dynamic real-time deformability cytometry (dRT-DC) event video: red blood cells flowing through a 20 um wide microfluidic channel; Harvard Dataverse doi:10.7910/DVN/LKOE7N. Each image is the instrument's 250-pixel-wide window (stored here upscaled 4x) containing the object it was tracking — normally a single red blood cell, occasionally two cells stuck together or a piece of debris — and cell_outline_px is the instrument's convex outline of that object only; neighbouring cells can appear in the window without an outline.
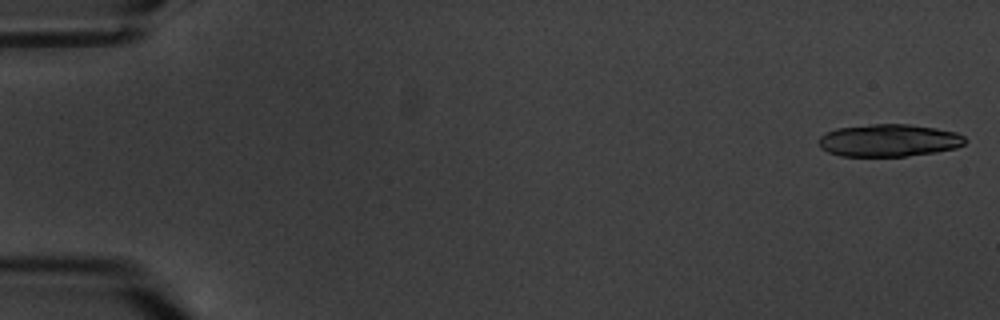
{"species": "common noctule bat (a hibernating species)", "species_latin": "Nyctalus noctula", "temperature_condition": "warm", "stored_images_in_passage": 11, "segment_of_instrument_passage": [1, 2], "camera_frame_rate_fps": 3000, "um_per_image_px": 0.085, "animal": {"sex": "male", "body_mass_g": 20.1, "forearm_length_mm": 53.5}, "frame": {"image": 1, "passage_image": 1, "time_ms": 0.0, "image_size_px": [1000, 320], "cell_outline_px": [[968, 140], [964, 144], [956, 148], [936, 152], [904, 156], [840, 156], [828, 152], [820, 148], [820, 136], [836, 128], [872, 124], [908, 124], [936, 128], [956, 132], [964, 136]], "centroid_in_image_um": [75.58, 11.93], "position_along_channel_um": 9.4, "area_um2": 27.69}}
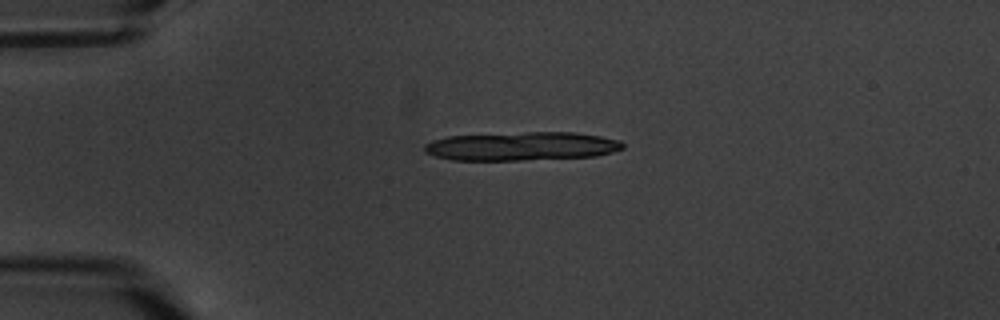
{"frame": {"image": 2, "passage_image": 4, "time_ms": 4.333, "image_size_px": [1000, 320], "cell_outline_px": [[624, 148], [612, 152], [596, 156], [520, 160], [452, 160], [436, 156], [424, 152], [424, 144], [432, 140], [448, 136], [528, 132], [576, 132], [600, 136], [620, 140], [624, 144]], "centroid_in_image_um": [44.34, 12.43], "position_along_channel_um": 40.7, "area_um2": 33.12}}